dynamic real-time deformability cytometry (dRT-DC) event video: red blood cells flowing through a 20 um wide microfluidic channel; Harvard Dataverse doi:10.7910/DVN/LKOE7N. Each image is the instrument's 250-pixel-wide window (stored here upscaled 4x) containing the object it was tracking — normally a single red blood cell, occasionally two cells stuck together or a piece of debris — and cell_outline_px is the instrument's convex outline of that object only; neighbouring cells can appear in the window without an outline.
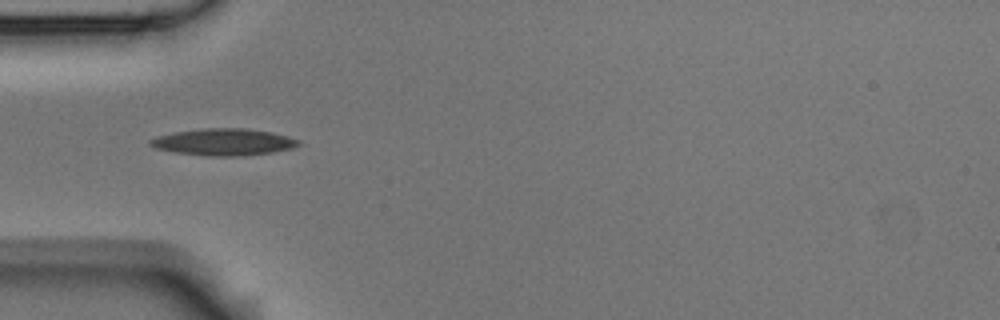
{"species": "Egyptian fruit bat (a non-hibernating species)", "species_latin": "Rousettus aegyptiacus", "temperature_condition": "room temperature", "stored_images_in_passage": 6, "camera_frame_rate_fps": 3000, "um_per_image_px": 0.085, "animal": {"sex": "male"}, "frame": {"image": 1, "passage_image": 5, "time_ms": 4.667, "image_size_px": [1000, 320], "cell_outline_px": [[300, 144], [292, 148], [272, 152], [240, 156], [208, 156], [176, 152], [156, 148], [148, 144], [148, 140], [160, 136], [176, 132], [204, 128], [244, 128], [272, 132], [288, 136], [300, 140]], "centroid_in_image_um": [19.04, 12.07], "position_along_channel_um": 66.0, "area_um2": 23.0}}
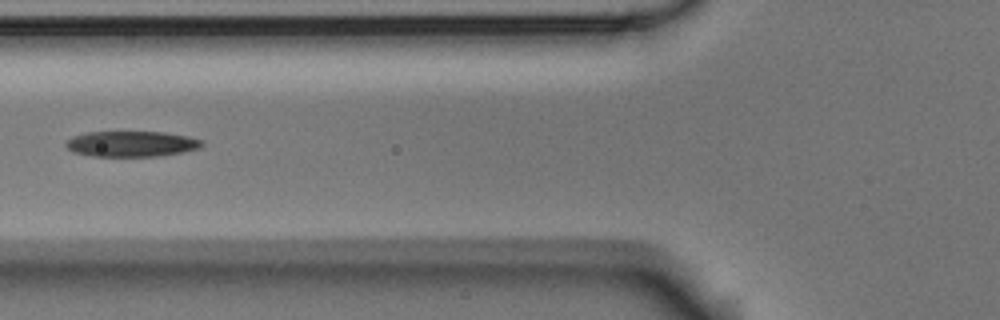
{"frame": {"image": 2, "passage_image": 6, "time_ms": 6.0, "image_size_px": [1000, 320], "cell_outline_px": [[204, 144], [200, 148], [160, 156], [92, 156], [72, 152], [64, 144], [72, 136], [88, 132], [164, 132], [204, 140]], "centroid_in_image_um": [11.16, 12.23], "position_along_channel_um": 114.6, "area_um2": 20.23}}